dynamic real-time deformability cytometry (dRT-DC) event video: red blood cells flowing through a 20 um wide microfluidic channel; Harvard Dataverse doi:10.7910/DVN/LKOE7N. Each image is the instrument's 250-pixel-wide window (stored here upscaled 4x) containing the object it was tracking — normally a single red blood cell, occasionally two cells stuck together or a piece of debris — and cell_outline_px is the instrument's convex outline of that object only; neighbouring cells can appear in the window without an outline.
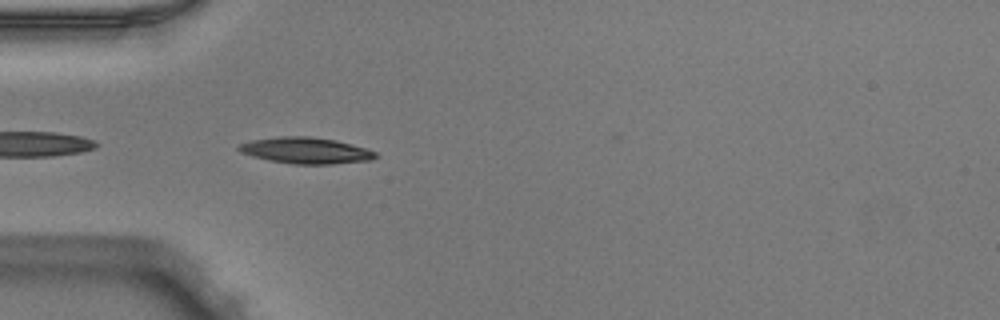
{"species": "Egyptian fruit bat (a non-hibernating species)", "species_latin": "Rousettus aegyptiacus", "temperature_condition": "warm", "stored_images_in_passage": 17, "camera_frame_rate_fps": 3000, "um_per_image_px": 0.085, "animal": {"sex": "male"}, "frame": {"image": 1, "passage_image": 2, "time_ms": 0.333, "image_size_px": [1000, 320], "cell_outline_px": [[380, 156], [372, 160], [332, 164], [296, 164], [268, 160], [252, 156], [240, 152], [236, 148], [240, 144], [252, 140], [276, 136], [308, 136], [336, 140], [364, 148], [376, 152]], "centroid_in_image_um": [25.99, 12.79], "position_along_channel_um": 59.0, "area_um2": 20.92}}
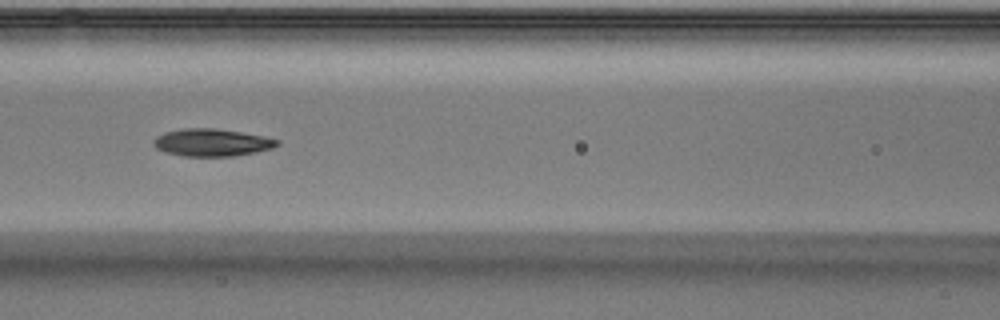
{"frame": {"image": 2, "passage_image": 9, "time_ms": 2.667, "image_size_px": [1000, 320], "cell_outline_px": [[280, 144], [272, 148], [256, 152], [232, 156], [184, 156], [164, 152], [156, 148], [152, 144], [152, 140], [156, 136], [164, 132], [184, 128], [216, 128], [264, 136], [280, 140]], "centroid_in_image_um": [17.98, 12.11], "position_along_channel_um": 148.6, "area_um2": 19.88}}
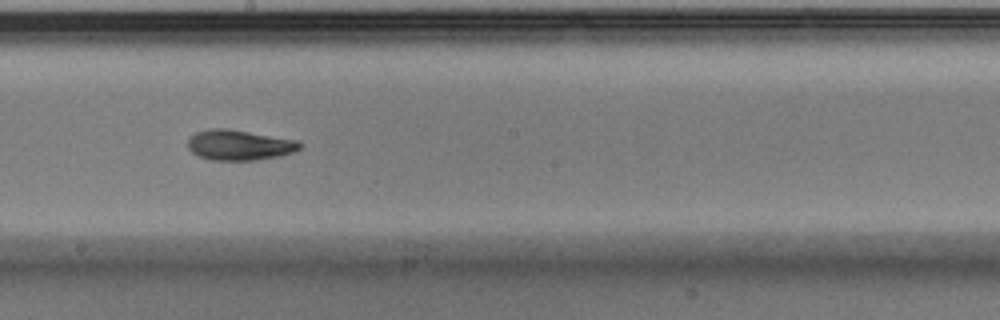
{"frame": {"image": 3, "passage_image": 15, "time_ms": 4.667, "image_size_px": [1000, 320], "cell_outline_px": [[304, 144], [300, 148], [292, 152], [280, 156], [256, 160], [212, 160], [200, 156], [192, 152], [188, 148], [188, 140], [196, 132], [208, 128], [228, 128], [300, 140]], "centroid_in_image_um": [20.38, 12.31], "position_along_channel_um": 227.8, "area_um2": 20.0}}